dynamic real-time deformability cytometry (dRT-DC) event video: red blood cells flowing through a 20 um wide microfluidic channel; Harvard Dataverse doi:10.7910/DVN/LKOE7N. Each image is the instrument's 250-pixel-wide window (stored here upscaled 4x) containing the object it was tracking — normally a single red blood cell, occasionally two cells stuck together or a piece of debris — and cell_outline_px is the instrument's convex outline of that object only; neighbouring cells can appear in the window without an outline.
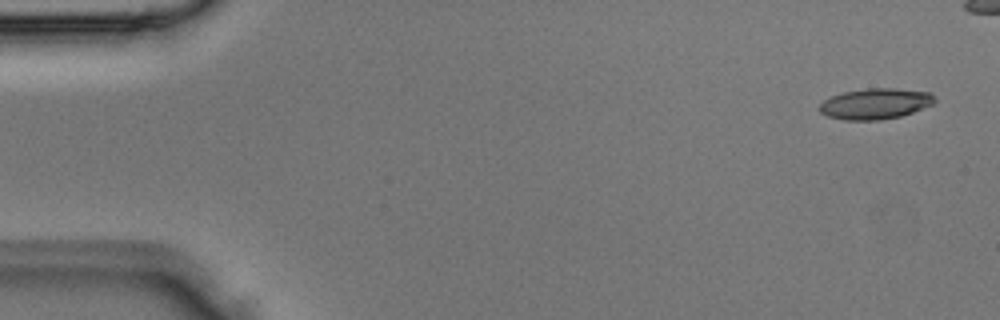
{"species": "Egyptian fruit bat (a non-hibernating species)", "species_latin": "Rousettus aegyptiacus", "temperature_condition": "room temperature", "stored_images_in_passage": 5, "camera_frame_rate_fps": 3000, "um_per_image_px": 0.085, "animal": {"sex": "male"}, "frame": {"image": 1, "passage_image": 1, "time_ms": 0.0, "image_size_px": [1000, 320], "cell_outline_px": [[936, 100], [932, 104], [912, 112], [900, 116], [880, 120], [844, 120], [828, 116], [820, 112], [816, 108], [824, 100], [832, 96], [844, 92], [868, 88], [896, 88], [928, 92]], "centroid_in_image_um": [74.36, 8.82], "position_along_channel_um": 10.6, "area_um2": 20.52}}